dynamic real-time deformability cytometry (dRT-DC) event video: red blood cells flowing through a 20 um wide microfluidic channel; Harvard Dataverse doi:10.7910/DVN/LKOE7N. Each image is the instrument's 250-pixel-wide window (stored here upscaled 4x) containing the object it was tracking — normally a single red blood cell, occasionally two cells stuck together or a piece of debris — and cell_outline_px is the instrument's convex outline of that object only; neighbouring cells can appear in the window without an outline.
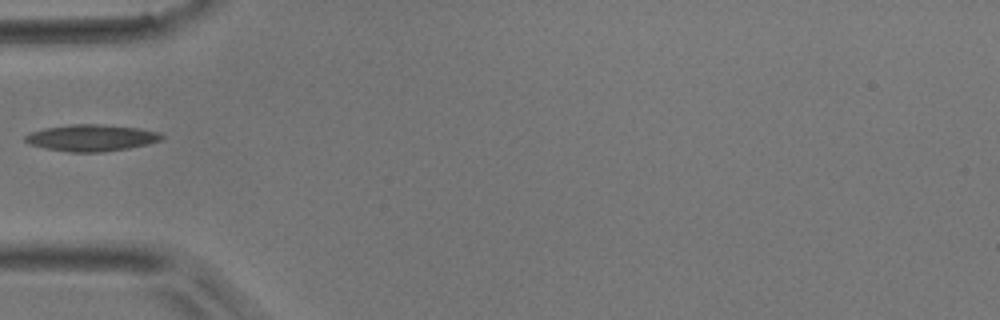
{"species": "common noctule bat (a hibernating species)", "species_latin": "Nyctalus noctula", "temperature_condition": "room temperature", "stored_images_in_passage": 34, "camera_frame_rate_fps": 3000, "um_per_image_px": 0.085, "animal": {"sex": "male", "body_mass_g": 17.9}, "frame": {"image": 1, "passage_image": 1, "time_ms": 0.0, "image_size_px": [1000, 320], "cell_outline_px": [[164, 136], [160, 140], [148, 144], [128, 148], [104, 152], [68, 152], [44, 148], [28, 144], [24, 140], [24, 136], [32, 132], [44, 128], [72, 124], [100, 124], [136, 128], [156, 132]], "centroid_in_image_um": [7.71, 11.72], "position_along_channel_um": 77.3, "area_um2": 21.04}}
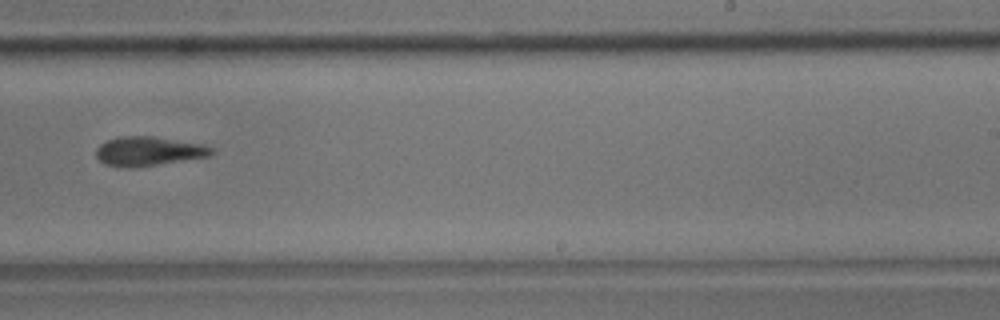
{"frame": {"image": 2, "passage_image": 16, "time_ms": 5.0, "image_size_px": [1000, 320], "cell_outline_px": [[212, 156], [136, 168], [128, 168], [104, 164], [96, 156], [96, 148], [100, 144], [108, 140], [120, 136], [152, 136], [204, 144], [212, 148]], "centroid_in_image_um": [12.63, 12.86], "position_along_channel_um": 276.4, "area_um2": 19.83}}
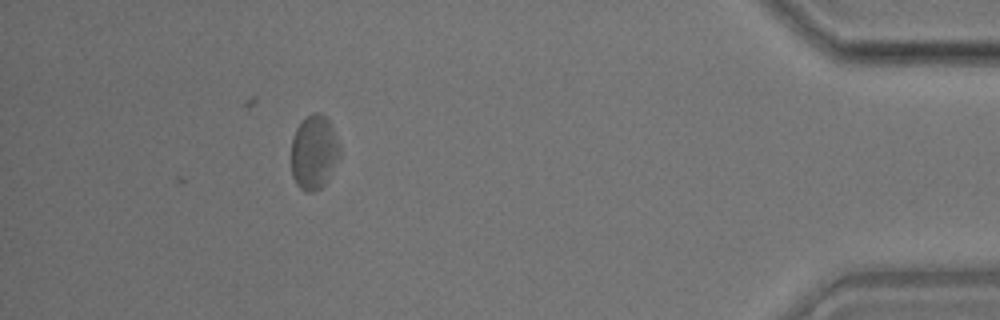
{"frame": {"image": 3, "passage_image": 30, "time_ms": 9.667, "image_size_px": [1000, 320], "cell_outline_px": [[340, 156], [328, 180], [320, 188], [312, 192], [304, 192], [296, 184], [292, 176], [292, 140], [296, 128], [312, 112], [320, 112], [328, 120], [332, 128], [340, 148]], "centroid_in_image_um": [26.69, 12.97], "position_along_channel_um": 408.5, "area_um2": 20.87}}